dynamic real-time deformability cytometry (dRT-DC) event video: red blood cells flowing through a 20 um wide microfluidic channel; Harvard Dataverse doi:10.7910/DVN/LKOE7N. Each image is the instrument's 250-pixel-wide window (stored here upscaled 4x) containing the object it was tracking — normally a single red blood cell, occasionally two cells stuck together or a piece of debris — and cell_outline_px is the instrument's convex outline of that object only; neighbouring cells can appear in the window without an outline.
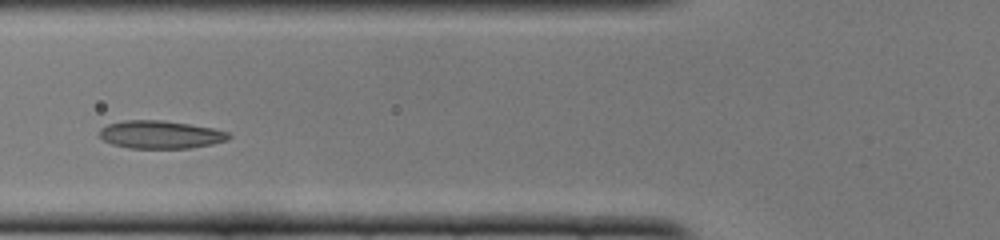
{"species": "common noctule bat (a hibernating species)", "species_latin": "Nyctalus noctula", "temperature_condition": "cold", "stored_images_in_passage": 42, "camera_frame_rate_fps": 3000, "um_per_image_px": 0.085, "animal": {"sex": "female", "body_mass_g": 22.0, "forearm_length_mm": 56.7}, "frame": {"image": 1, "passage_image": 11, "time_ms": 3.333, "image_size_px": [1000, 240], "cell_outline_px": [[232, 136], [228, 140], [212, 144], [192, 148], [128, 148], [112, 144], [104, 140], [100, 136], [100, 128], [108, 124], [124, 120], [164, 120], [212, 128], [228, 132]], "centroid_in_image_um": [13.65, 11.44], "position_along_channel_um": 112.2, "area_um2": 21.04}}
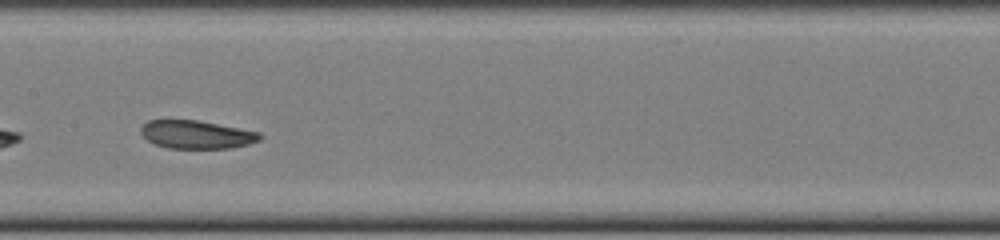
{"frame": {"image": 2, "passage_image": 17, "time_ms": 5.333, "image_size_px": [1000, 240], "cell_outline_px": [[264, 136], [260, 140], [248, 144], [232, 148], [168, 148], [152, 144], [140, 132], [140, 128], [148, 120], [196, 120], [260, 132]], "centroid_in_image_um": [16.71, 11.44], "position_along_channel_um": 190.7, "area_um2": 19.54}}
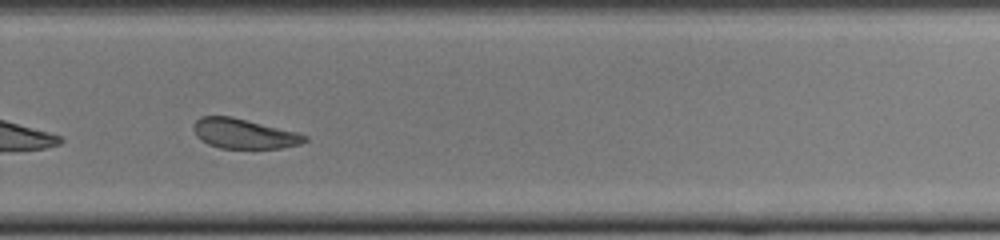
{"frame": {"image": 3, "passage_image": 26, "time_ms": 8.333, "image_size_px": [1000, 240], "cell_outline_px": [[308, 140], [300, 144], [280, 148], [220, 148], [208, 144], [200, 140], [196, 136], [192, 128], [192, 124], [200, 116], [232, 116], [296, 132], [308, 136]], "centroid_in_image_um": [20.69, 11.36], "position_along_channel_um": 309.1, "area_um2": 19.42}, "authors_computed_cell_mechanics": {"area_um2": 20.6057, "velocity_mm_per_s": 3.9413, "shape_relaxation_time_tau1_ms": 5.666, "shape_relaxation_time_tau2_ms": 2.9372, "deformation_change_tau1": 0.1046, "deformation_change_tau2": 0.0722}}